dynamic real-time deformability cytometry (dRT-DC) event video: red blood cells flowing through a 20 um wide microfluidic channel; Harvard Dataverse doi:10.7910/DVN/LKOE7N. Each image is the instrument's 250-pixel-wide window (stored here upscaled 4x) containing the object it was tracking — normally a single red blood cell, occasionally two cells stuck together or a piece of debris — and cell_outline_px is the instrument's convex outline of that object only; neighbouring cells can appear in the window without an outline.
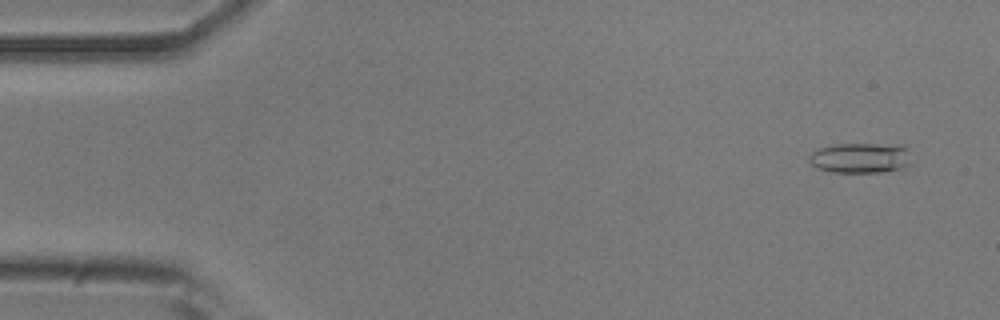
{"species": "common noctule bat (a hibernating species)", "species_latin": "Nyctalus noctula", "temperature_condition": "room temperature", "stored_images_in_passage": 51, "camera_frame_rate_fps": 3000, "um_per_image_px": 0.085, "animal": {"sex": "male", "body_mass_g": 20.5, "forearm_length_mm": 52.5}, "frame": {"image": 1, "passage_image": 1, "time_ms": 0.0, "image_size_px": [1000, 320], "cell_outline_px": [[908, 164], [900, 168], [884, 172], [832, 172], [816, 168], [808, 160], [808, 156], [812, 152], [820, 148], [832, 144], [900, 144], [908, 148]], "centroid_in_image_um": [73.09, 13.41], "position_along_channel_um": 11.9, "area_um2": 18.03}}
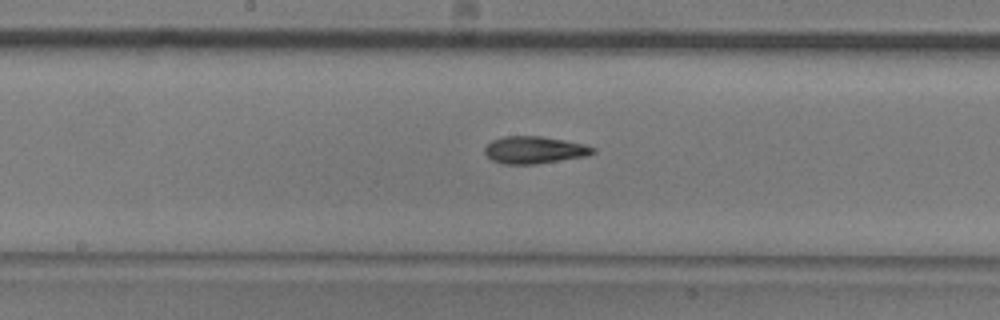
{"frame": {"image": 2, "passage_image": 25, "time_ms": 8.0, "image_size_px": [1000, 320], "cell_outline_px": [[596, 152], [588, 156], [536, 164], [504, 164], [492, 160], [484, 152], [484, 148], [492, 140], [504, 136], [540, 136], [564, 140], [584, 144], [596, 148]], "centroid_in_image_um": [45.45, 12.75], "position_along_channel_um": 202.8, "area_um2": 17.22}}
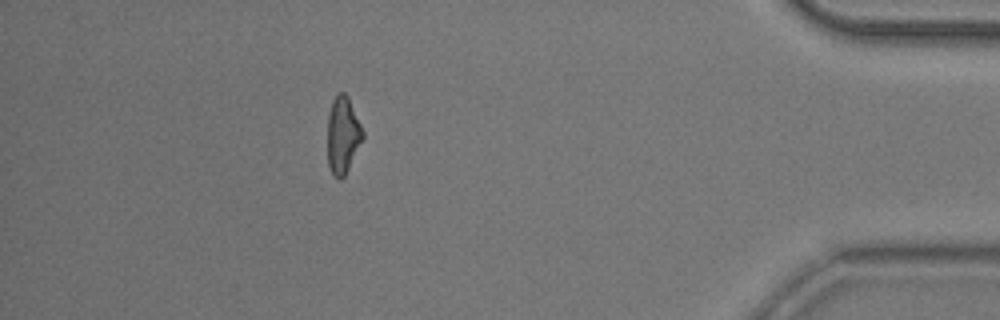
{"frame": {"image": 3, "passage_image": 45, "time_ms": 14.667, "image_size_px": [1000, 320], "cell_outline_px": [[364, 136], [344, 176], [340, 180], [332, 172], [328, 164], [328, 112], [332, 100], [336, 92], [344, 92], [348, 96], [364, 132]], "centroid_in_image_um": [29.13, 11.41], "position_along_channel_um": 406.1, "area_um2": 15.66}, "authors_computed_cell_mechanics": {"area_um2": 16.473, "velocity_mm_per_s": 3.8034, "shape_relaxation_time_tau1_ms": 3.9673, "shape_relaxation_time_tau2_ms": 3.7732, "deformation_change_tau1": 0.1768, "deformation_change_tau2": 0.1376}}